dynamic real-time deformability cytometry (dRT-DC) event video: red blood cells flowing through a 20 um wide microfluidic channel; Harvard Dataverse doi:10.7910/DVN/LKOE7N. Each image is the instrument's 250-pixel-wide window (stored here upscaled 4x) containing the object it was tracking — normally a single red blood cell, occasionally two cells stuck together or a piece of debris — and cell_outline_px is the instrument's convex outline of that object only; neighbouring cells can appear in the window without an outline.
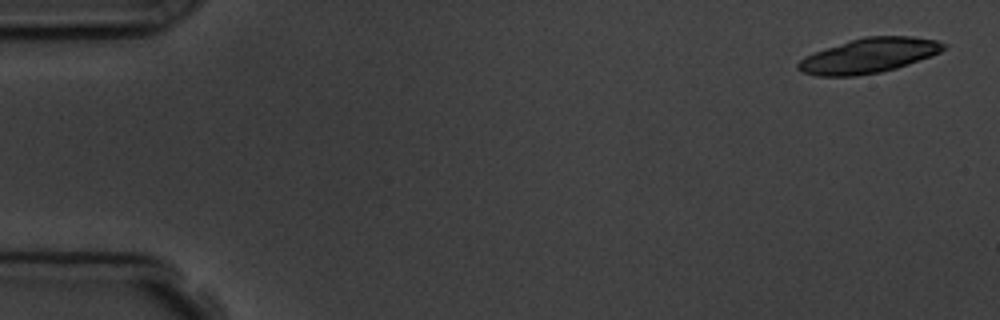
{"species": "common noctule bat (a hibernating species)", "species_latin": "Nyctalus noctula", "temperature_condition": "room temperature", "stored_images_in_passage": 2, "camera_frame_rate_fps": 3000, "um_per_image_px": 0.085, "animal": {"sex": "male", "body_mass_g": 19.5, "forearm_length_mm": 54.6}, "frame": {"image": 1, "passage_image": 1, "time_ms": 0.0, "image_size_px": [1000, 320], "cell_outline_px": [[948, 48], [932, 56], [896, 68], [880, 72], [856, 76], [816, 76], [804, 72], [796, 68], [796, 64], [804, 56], [812, 52], [864, 36], [912, 36], [936, 40], [948, 44]], "centroid_in_image_um": [73.87, 4.72], "position_along_channel_um": 11.1, "area_um2": 29.65}}